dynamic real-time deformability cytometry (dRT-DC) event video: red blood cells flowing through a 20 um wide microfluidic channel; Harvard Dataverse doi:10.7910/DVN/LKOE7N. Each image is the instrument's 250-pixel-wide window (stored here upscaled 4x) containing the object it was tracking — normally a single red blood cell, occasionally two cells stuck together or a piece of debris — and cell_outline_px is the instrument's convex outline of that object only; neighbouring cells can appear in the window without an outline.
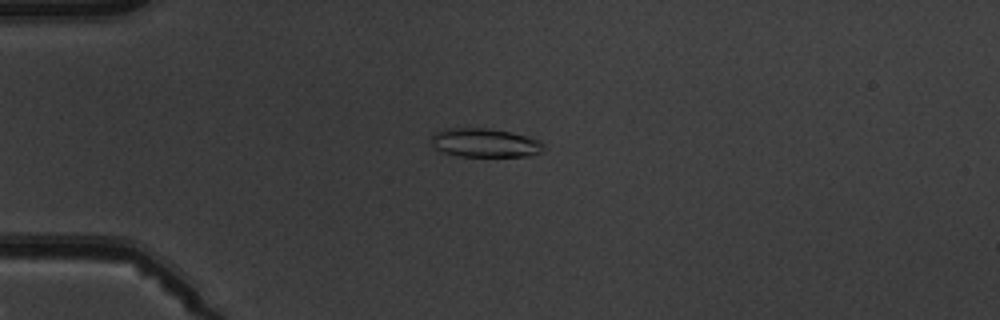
{"species": "common noctule bat (a hibernating species)", "species_latin": "Nyctalus noctula", "temperature_condition": "warm", "stored_images_in_passage": 8, "camera_frame_rate_fps": 3000, "um_per_image_px": 0.085, "animal": {"sex": "male", "body_mass_g": 19.5, "forearm_length_mm": 54.6}, "frame": {"image": 1, "passage_image": 4, "time_ms": 3.667, "image_size_px": [1000, 320], "cell_outline_px": [[544, 152], [528, 156], [460, 156], [444, 152], [436, 148], [432, 144], [432, 136], [436, 132], [444, 128], [488, 128], [512, 132], [528, 136], [540, 140], [544, 144]], "centroid_in_image_um": [41.28, 12.13], "position_along_channel_um": 43.7, "area_um2": 18.96}}
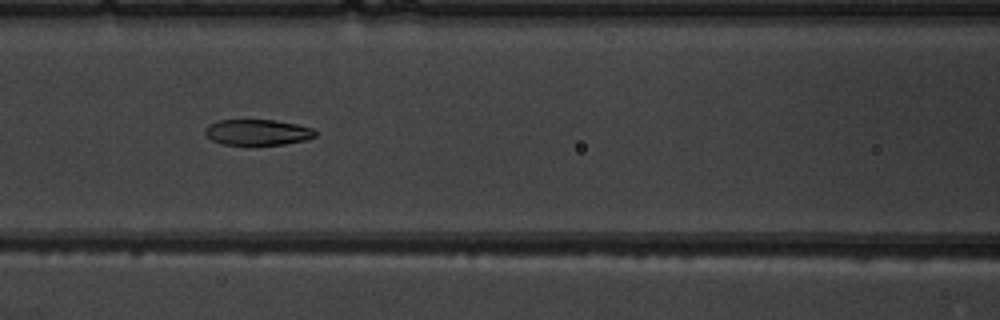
{"frame": {"image": 2, "passage_image": 7, "time_ms": 7.0, "image_size_px": [1000, 320], "cell_outline_px": [[316, 136], [304, 140], [284, 144], [220, 144], [212, 140], [204, 132], [204, 128], [208, 124], [220, 120], [272, 120], [296, 124], [312, 128], [316, 132]], "centroid_in_image_um": [21.86, 11.23], "position_along_channel_um": 144.7, "area_um2": 16.36}}
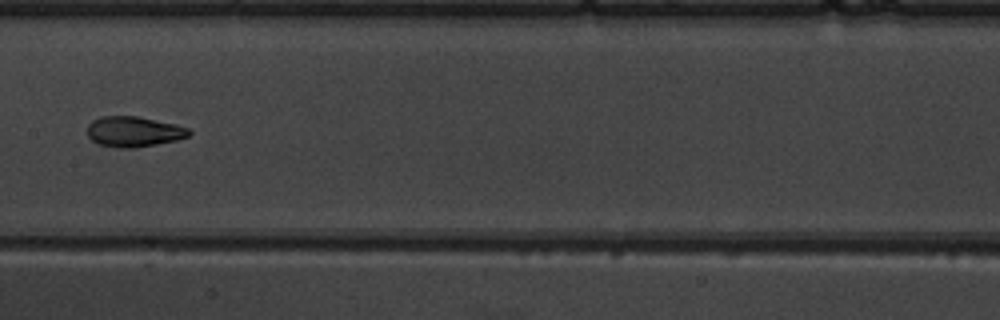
{"frame": {"image": 3, "passage_image": 8, "time_ms": 8.333, "image_size_px": [1000, 320], "cell_outline_px": [[192, 132], [188, 136], [176, 140], [156, 144], [132, 148], [120, 148], [100, 144], [92, 140], [88, 136], [88, 124], [92, 120], [100, 116], [136, 116], [176, 124], [188, 128]], "centroid_in_image_um": [11.36, 11.18], "position_along_channel_um": 196.0, "area_um2": 17.92}}